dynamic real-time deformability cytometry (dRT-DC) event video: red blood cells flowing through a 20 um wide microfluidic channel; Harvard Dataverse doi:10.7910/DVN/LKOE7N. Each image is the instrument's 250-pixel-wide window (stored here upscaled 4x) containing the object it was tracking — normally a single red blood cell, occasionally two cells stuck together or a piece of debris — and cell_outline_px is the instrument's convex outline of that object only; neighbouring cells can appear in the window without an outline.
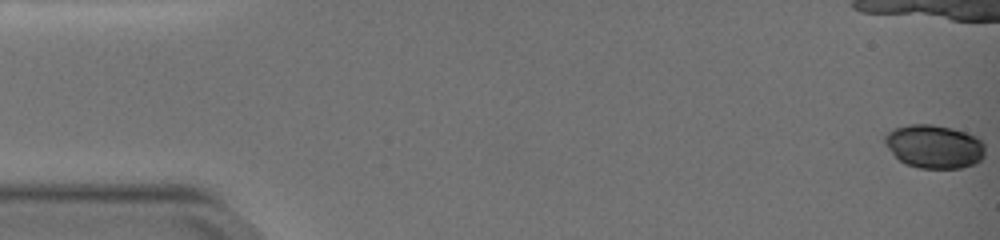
{"species": "common noctule bat (a hibernating species)", "species_latin": "Nyctalus noctula", "temperature_condition": "warm", "stored_images_in_passage": 22, "camera_frame_rate_fps": 3000, "um_per_image_px": 0.085, "animal": {"sex": "female", "body_mass_g": 19.0, "forearm_length_mm": 51.5}, "frame": {"image": 1, "passage_image": 1, "time_ms": 0.0, "image_size_px": [1000, 240], "cell_outline_px": [[984, 156], [976, 164], [960, 168], [920, 168], [904, 164], [888, 148], [884, 140], [884, 136], [888, 132], [896, 128], [908, 124], [932, 124], [952, 128], [976, 136], [984, 144]], "centroid_in_image_um": [79.42, 12.45], "position_along_channel_um": 5.6, "area_um2": 25.37}}
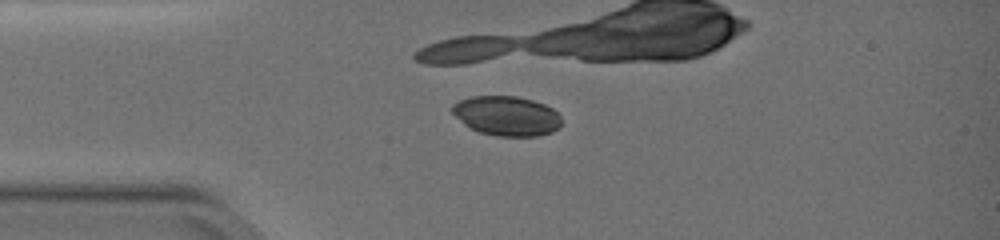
{"frame": {"image": 2, "passage_image": 14, "time_ms": 4.333, "image_size_px": [1000, 240], "cell_outline_px": [[560, 128], [552, 132], [540, 136], [496, 136], [480, 132], [468, 128], [452, 112], [452, 104], [460, 100], [472, 96], [516, 96], [532, 100], [544, 104], [552, 108], [560, 116]], "centroid_in_image_um": [43.07, 9.86], "position_along_channel_um": 41.9, "area_um2": 25.32}}